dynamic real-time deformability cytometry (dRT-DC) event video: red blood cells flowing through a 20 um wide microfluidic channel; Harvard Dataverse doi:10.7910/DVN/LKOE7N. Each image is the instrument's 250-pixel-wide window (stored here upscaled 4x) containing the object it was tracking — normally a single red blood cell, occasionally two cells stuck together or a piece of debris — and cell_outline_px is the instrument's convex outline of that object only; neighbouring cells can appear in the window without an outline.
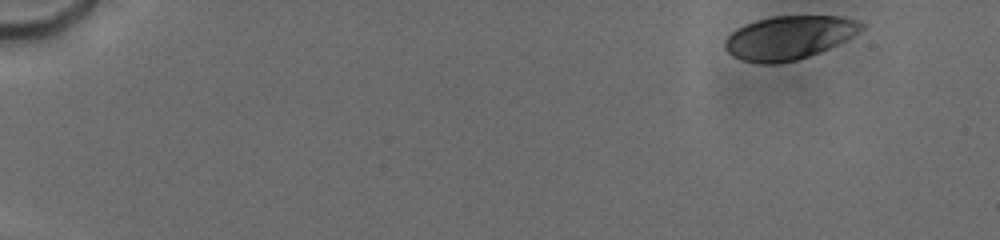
{"species": "human", "species_latin": "Homo sapiens", "temperature_condition": "cold", "stored_images_in_passage": 19, "camera_frame_rate_fps": 3000, "um_per_image_px": 0.085, "donor": {"sex": "male"}, "frame": {"image": 1, "passage_image": 1, "time_ms": 0.0, "image_size_px": [1000, 240], "cell_outline_px": [[864, 28], [852, 36], [828, 48], [808, 56], [796, 60], [772, 64], [764, 64], [744, 60], [728, 52], [724, 48], [724, 40], [736, 28], [756, 20], [772, 16], [836, 16], [852, 20], [864, 24]], "centroid_in_image_um": [67.02, 3.19], "position_along_channel_um": 18.0, "area_um2": 34.04}}
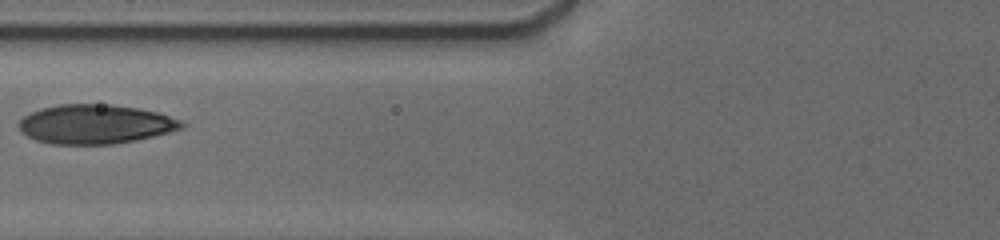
{"frame": {"image": 2, "passage_image": 13, "time_ms": 6.667, "image_size_px": [1000, 240], "cell_outline_px": [[184, 124], [180, 128], [168, 132], [136, 140], [112, 144], [52, 144], [36, 140], [28, 136], [20, 128], [20, 120], [24, 116], [32, 112], [44, 108], [60, 104], [112, 104], [136, 108], [156, 112], [180, 120]], "centroid_in_image_um": [8.09, 10.55], "position_along_channel_um": 117.7, "area_um2": 36.65}}
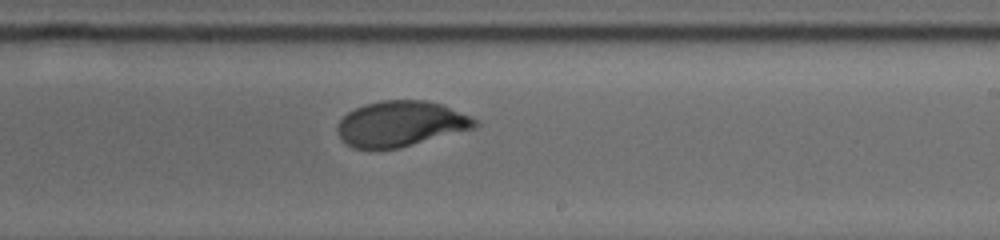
{"frame": {"image": 3, "passage_image": 19, "time_ms": 10.333, "image_size_px": [1000, 240], "cell_outline_px": [[480, 124], [472, 128], [400, 148], [352, 148], [340, 136], [336, 128], [340, 120], [348, 112], [364, 104], [380, 100], [428, 100], [444, 104], [476, 120]], "centroid_in_image_um": [34.05, 10.5], "position_along_channel_um": 255.0, "area_um2": 36.07}}